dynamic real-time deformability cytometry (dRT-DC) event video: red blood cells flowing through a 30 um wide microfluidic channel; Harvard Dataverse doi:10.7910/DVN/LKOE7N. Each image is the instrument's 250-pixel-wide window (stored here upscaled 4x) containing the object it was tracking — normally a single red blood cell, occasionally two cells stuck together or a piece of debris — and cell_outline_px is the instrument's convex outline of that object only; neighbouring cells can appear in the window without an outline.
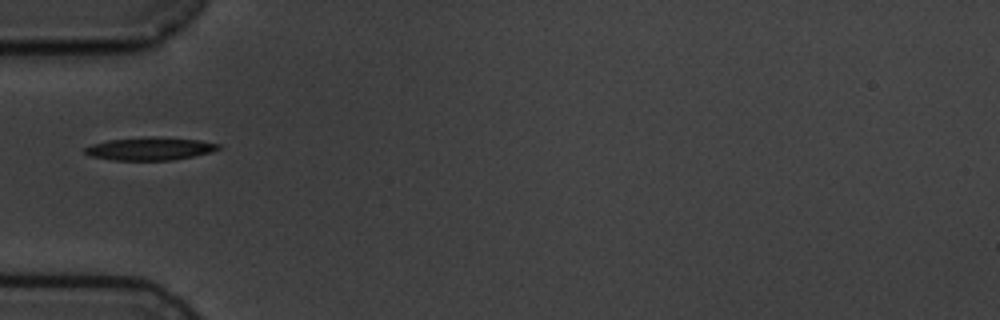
{"species": "common noctule bat (a hibernating species)", "species_latin": "Nyctalus noctula", "temperature_condition": "cold", "stored_images_in_passage": 1, "camera_frame_rate_fps": 3000, "um_per_image_px": 0.085, "animal": {"sex": "male", "body_mass_g": 19.5, "forearm_length_mm": 54.6}, "frame": {"image": 1, "passage_image": 1, "time_ms": 0.0, "image_size_px": [1000, 320], "cell_outline_px": [[220, 148], [212, 152], [172, 160], [112, 160], [88, 156], [84, 152], [84, 148], [92, 144], [108, 140], [144, 136], [156, 136], [200, 140], [220, 144]], "centroid_in_image_um": [12.72, 12.63], "position_along_channel_um": 72.3, "area_um2": 18.03}}